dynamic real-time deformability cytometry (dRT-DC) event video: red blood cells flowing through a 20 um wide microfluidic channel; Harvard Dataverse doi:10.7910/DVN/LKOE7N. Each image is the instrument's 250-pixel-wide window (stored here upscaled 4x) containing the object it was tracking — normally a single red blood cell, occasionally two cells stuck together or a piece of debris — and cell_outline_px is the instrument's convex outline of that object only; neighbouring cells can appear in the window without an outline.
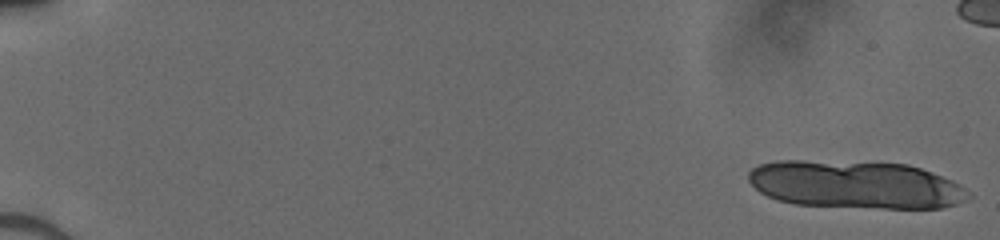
{"species": "human", "species_latin": "Homo sapiens", "temperature_condition": "cold", "stored_images_in_passage": 16, "camera_frame_rate_fps": 3000, "um_per_image_px": 0.085, "donor": {"sex": "male"}, "frame": {"image": 1, "passage_image": 1, "time_ms": 0.0, "image_size_px": [1000, 240], "cell_outline_px": [[972, 196], [956, 204], [940, 208], [884, 208], [796, 204], [776, 200], [760, 192], [748, 180], [748, 172], [752, 168], [760, 164], [780, 160], [804, 160], [908, 164], [932, 172], [952, 180], [964, 188]], "centroid_in_image_um": [72.7, 15.69], "position_along_channel_um": 12.3, "area_um2": 61.04}}